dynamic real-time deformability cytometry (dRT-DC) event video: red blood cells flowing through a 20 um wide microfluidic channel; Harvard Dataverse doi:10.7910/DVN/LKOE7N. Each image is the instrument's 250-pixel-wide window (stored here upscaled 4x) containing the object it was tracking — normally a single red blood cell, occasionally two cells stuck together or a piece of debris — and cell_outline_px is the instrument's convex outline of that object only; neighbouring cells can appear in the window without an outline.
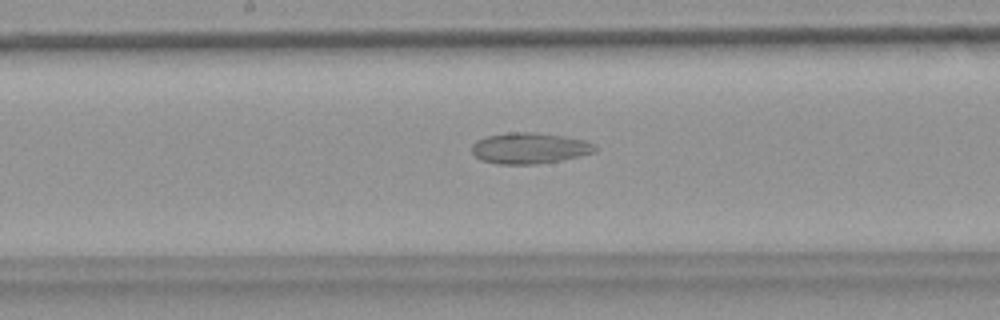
{"species": "common noctule bat (a hibernating species)", "species_latin": "Nyctalus noctula", "temperature_condition": "warm", "stored_images_in_passage": 45, "camera_frame_rate_fps": 3000, "um_per_image_px": 0.085, "animal": {"sex": "female", "body_mass_g": 18.4}, "frame": {"image": 1, "passage_image": 19, "time_ms": 6.0, "image_size_px": [1000, 320], "cell_outline_px": [[596, 152], [580, 156], [560, 160], [536, 164], [496, 164], [480, 160], [472, 152], [472, 144], [476, 140], [488, 136], [508, 132], [536, 132], [564, 136], [584, 140], [596, 144]], "centroid_in_image_um": [45.01, 12.59], "position_along_channel_um": 203.2, "area_um2": 22.37}}
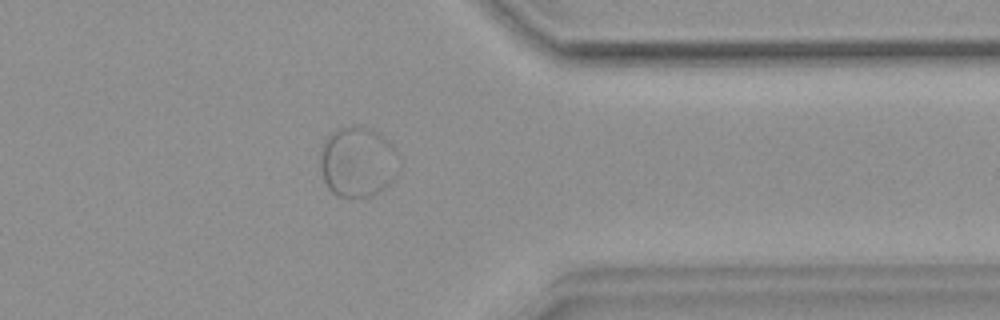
{"frame": {"image": 2, "passage_image": 34, "time_ms": 11.0, "image_size_px": [1000, 320], "cell_outline_px": [[400, 172], [388, 184], [372, 196], [336, 196], [328, 188], [324, 180], [320, 168], [320, 156], [324, 140], [332, 132], [340, 128], [360, 124], [372, 128], [388, 140], [392, 144], [400, 160]], "centroid_in_image_um": [30.43, 13.73], "position_along_channel_um": 381.0, "area_um2": 32.66}}
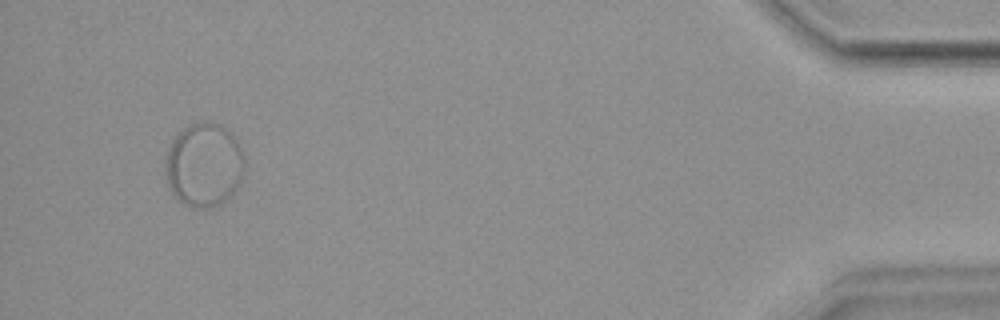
{"frame": {"image": 3, "passage_image": 42, "time_ms": 13.667, "image_size_px": [1000, 320], "cell_outline_px": [[248, 164], [236, 188], [220, 204], [208, 208], [196, 208], [184, 204], [176, 200], [168, 184], [164, 172], [164, 156], [176, 132], [188, 124], [200, 120], [208, 120], [220, 124], [228, 128], [232, 132], [240, 144]], "centroid_in_image_um": [17.33, 13.95], "position_along_channel_um": 417.9, "area_um2": 40.0}}